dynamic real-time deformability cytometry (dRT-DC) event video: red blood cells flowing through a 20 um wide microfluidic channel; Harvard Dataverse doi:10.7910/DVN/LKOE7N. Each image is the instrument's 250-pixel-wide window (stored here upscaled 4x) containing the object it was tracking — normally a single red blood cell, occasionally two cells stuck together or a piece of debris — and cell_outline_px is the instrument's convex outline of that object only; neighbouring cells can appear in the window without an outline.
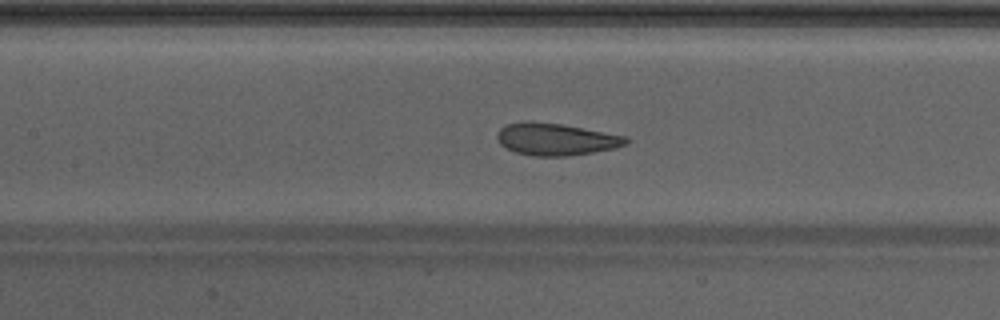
{"species": "Egyptian fruit bat (a non-hibernating species)", "species_latin": "Rousettus aegyptiacus", "temperature_condition": "warm", "stored_images_in_passage": 49, "camera_frame_rate_fps": 3000, "um_per_image_px": 0.085, "animal": {"sex": "male"}, "frame": {"image": 1, "passage_image": 23, "time_ms": 7.333, "image_size_px": [1000, 320], "cell_outline_px": [[628, 144], [616, 148], [592, 152], [564, 156], [532, 156], [516, 152], [500, 144], [496, 136], [500, 128], [508, 124], [532, 120], [560, 124], [628, 136]], "centroid_in_image_um": [47.26, 11.83], "position_along_channel_um": 160.1, "area_um2": 24.04}}
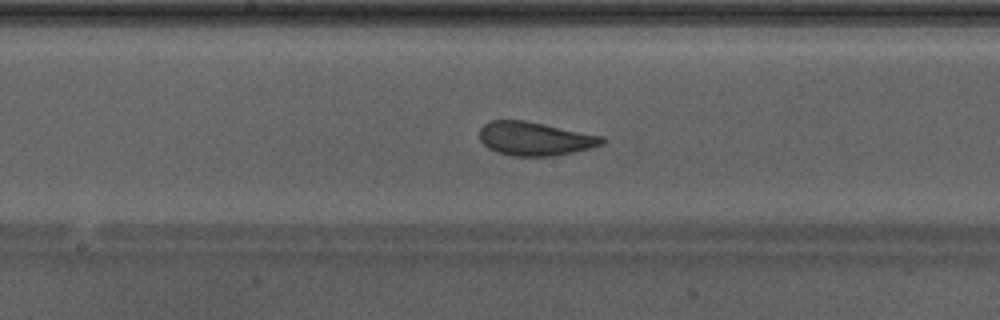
{"frame": {"image": 2, "passage_image": 26, "time_ms": 8.333, "image_size_px": [1000, 320], "cell_outline_px": [[604, 144], [572, 152], [552, 156], [512, 156], [496, 152], [488, 148], [480, 140], [480, 128], [484, 124], [492, 120], [524, 120], [604, 136]], "centroid_in_image_um": [45.45, 11.79], "position_along_channel_um": 202.8, "area_um2": 23.93}}
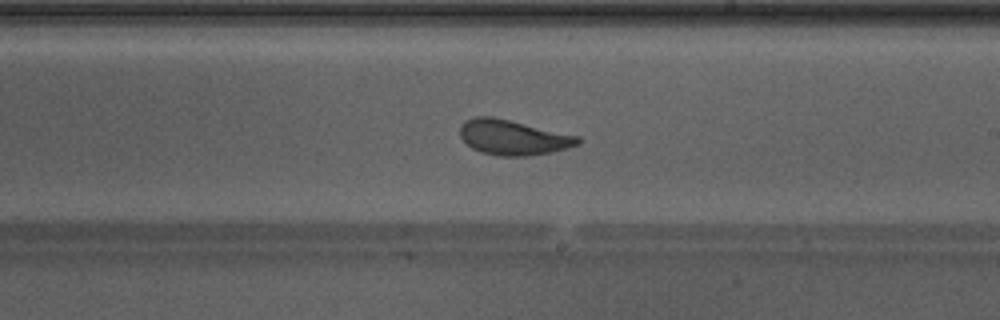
{"frame": {"image": 3, "passage_image": 29, "time_ms": 9.333, "image_size_px": [1000, 320], "cell_outline_px": [[580, 144], [552, 152], [528, 156], [500, 156], [480, 152], [472, 148], [460, 136], [460, 124], [464, 120], [476, 116], [492, 116], [580, 136]], "centroid_in_image_um": [43.6, 11.67], "position_along_channel_um": 245.4, "area_um2": 24.16}, "authors_computed_cell_mechanics": {"area_um2": 24.7962, "velocity_mm_per_s": 4.2876, "shape_relaxation_time_tau1_ms": 2.7923, "shape_relaxation_time_tau2_ms": 0.6951, "deformation_change_tau1": 0.1405, "deformation_change_tau2": 0.073}}